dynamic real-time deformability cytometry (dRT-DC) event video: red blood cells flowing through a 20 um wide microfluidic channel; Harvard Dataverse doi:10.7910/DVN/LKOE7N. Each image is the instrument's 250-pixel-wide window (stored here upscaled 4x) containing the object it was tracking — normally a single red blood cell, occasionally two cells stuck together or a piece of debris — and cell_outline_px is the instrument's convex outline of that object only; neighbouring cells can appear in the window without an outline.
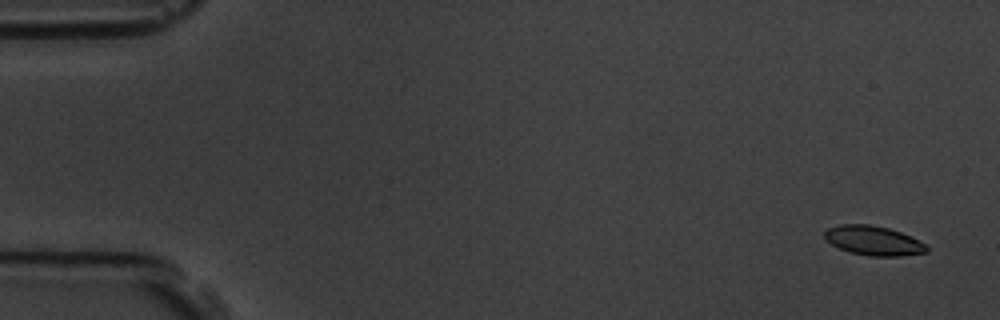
{"species": "common noctule bat (a hibernating species)", "species_latin": "Nyctalus noctula", "temperature_condition": "room temperature", "stored_images_in_passage": 6, "camera_frame_rate_fps": 3000, "um_per_image_px": 0.085, "animal": {"sex": "male", "body_mass_g": 19.5, "forearm_length_mm": 54.6}, "frame": {"image": 1, "passage_image": 1, "time_ms": 0.0, "image_size_px": [1000, 320], "cell_outline_px": [[928, 252], [900, 256], [868, 256], [848, 252], [832, 244], [824, 236], [824, 232], [828, 228], [840, 224], [868, 224], [888, 228], [900, 232], [924, 244], [928, 248]], "centroid_in_image_um": [74.21, 20.46], "position_along_channel_um": 10.8, "area_um2": 17.28}}
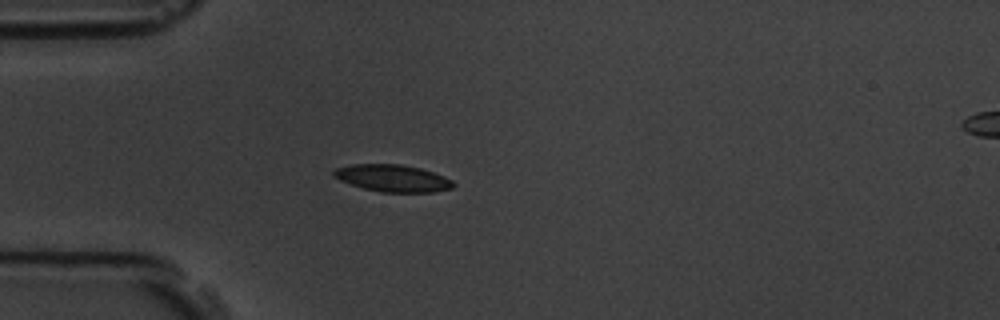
{"frame": {"image": 2, "passage_image": 4, "time_ms": 4.333, "image_size_px": [1000, 320], "cell_outline_px": [[456, 184], [452, 188], [432, 192], [380, 192], [364, 188], [340, 180], [332, 176], [332, 172], [336, 168], [352, 164], [400, 164], [420, 168], [444, 176], [452, 180]], "centroid_in_image_um": [33.38, 15.14], "position_along_channel_um": 51.6, "area_um2": 18.79}}
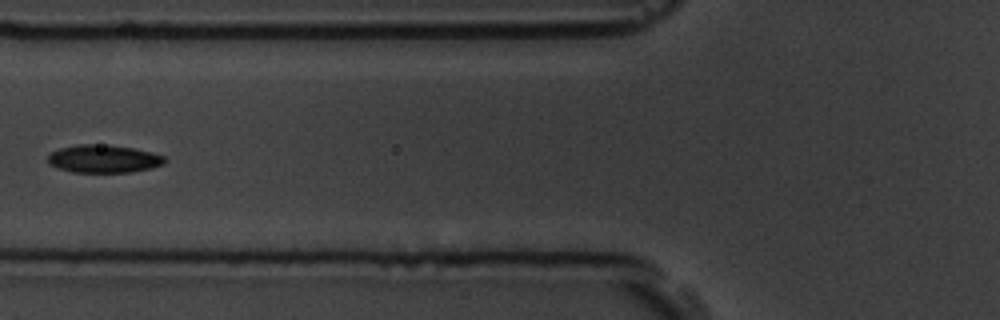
{"frame": {"image": 3, "passage_image": 6, "time_ms": 6.333, "image_size_px": [1000, 320], "cell_outline_px": [[164, 164], [152, 168], [132, 172], [72, 172], [56, 168], [48, 164], [48, 156], [52, 152], [60, 148], [76, 144], [108, 144], [132, 148], [152, 152], [164, 156]], "centroid_in_image_um": [8.79, 13.5], "position_along_channel_um": 117.0, "area_um2": 19.13}}